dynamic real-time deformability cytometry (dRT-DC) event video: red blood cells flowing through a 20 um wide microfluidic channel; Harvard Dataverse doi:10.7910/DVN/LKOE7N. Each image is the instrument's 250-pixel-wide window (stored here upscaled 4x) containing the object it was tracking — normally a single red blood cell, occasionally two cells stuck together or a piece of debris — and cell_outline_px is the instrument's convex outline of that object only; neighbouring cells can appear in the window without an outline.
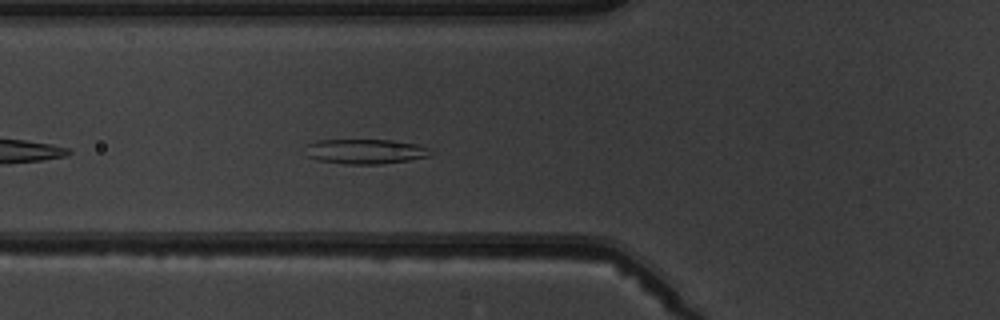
{"species": "common noctule bat (a hibernating species)", "species_latin": "Nyctalus noctula", "temperature_condition": "warm", "stored_images_in_passage": 5, "camera_frame_rate_fps": 3000, "um_per_image_px": 0.085, "animal": {"sex": "male", "body_mass_g": 19.5, "forearm_length_mm": 54.6}, "frame": {"image": 1, "passage_image": 5, "time_ms": 4.667, "image_size_px": [1000, 320], "cell_outline_px": [[432, 152], [428, 156], [408, 160], [380, 164], [344, 164], [316, 160], [304, 156], [304, 144], [316, 140], [392, 140], [416, 144], [428, 148]], "centroid_in_image_um": [30.93, 12.87], "position_along_channel_um": 94.9, "area_um2": 18.38}}